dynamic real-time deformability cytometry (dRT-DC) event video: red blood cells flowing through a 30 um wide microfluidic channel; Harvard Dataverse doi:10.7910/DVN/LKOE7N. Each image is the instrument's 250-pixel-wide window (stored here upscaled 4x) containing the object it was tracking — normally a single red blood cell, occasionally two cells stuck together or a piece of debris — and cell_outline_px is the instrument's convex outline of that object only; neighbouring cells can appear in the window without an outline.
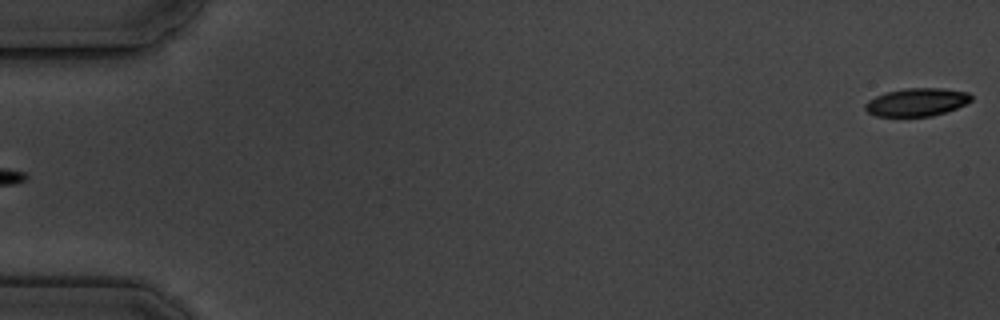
{"species": "common noctule bat (a hibernating species)", "species_latin": "Nyctalus noctula", "temperature_condition": "cold", "stored_images_in_passage": 6, "camera_frame_rate_fps": 3000, "um_per_image_px": 0.085, "animal": {"sex": "male", "body_mass_g": 19.5, "forearm_length_mm": 54.6}, "frame": {"image": 1, "passage_image": 6, "time_ms": 5.667, "image_size_px": [1000, 320], "cell_outline_px": [[972, 100], [956, 108], [932, 116], [876, 116], [868, 112], [864, 108], [864, 104], [868, 100], [884, 92], [904, 88], [944, 88], [968, 92], [972, 96]], "centroid_in_image_um": [77.9, 8.67], "position_along_channel_um": 7.1, "area_um2": 17.34}}